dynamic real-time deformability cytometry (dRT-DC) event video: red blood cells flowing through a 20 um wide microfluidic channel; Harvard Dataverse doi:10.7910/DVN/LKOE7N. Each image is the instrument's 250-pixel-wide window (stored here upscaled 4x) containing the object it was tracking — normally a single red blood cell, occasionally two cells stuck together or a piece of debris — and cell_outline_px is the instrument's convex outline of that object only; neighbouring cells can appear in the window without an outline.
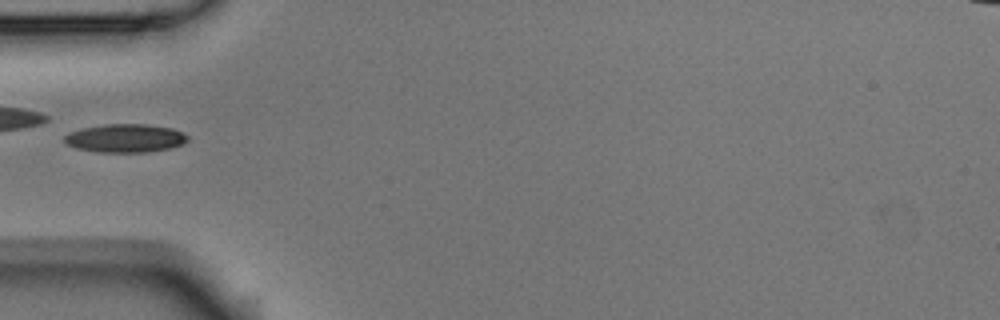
{"species": "Egyptian fruit bat (a non-hibernating species)", "species_latin": "Rousettus aegyptiacus", "temperature_condition": "room temperature", "stored_images_in_passage": 6, "camera_frame_rate_fps": 3000, "um_per_image_px": 0.085, "animal": {"sex": "male"}, "frame": {"image": 1, "passage_image": 5, "time_ms": 1.333, "image_size_px": [1000, 320], "cell_outline_px": [[188, 140], [184, 144], [172, 148], [148, 152], [96, 152], [76, 148], [68, 144], [64, 140], [64, 136], [80, 128], [108, 124], [144, 124], [172, 128], [188, 136]], "centroid_in_image_um": [10.67, 11.75], "position_along_channel_um": 74.3, "area_um2": 20.35}}
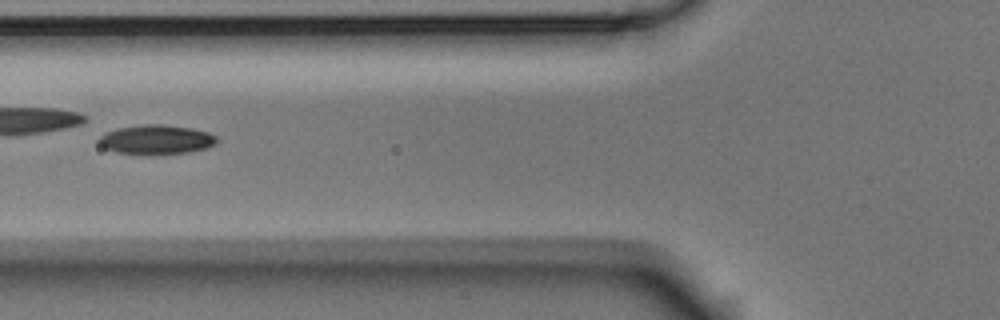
{"frame": {"image": 2, "passage_image": 6, "time_ms": 1.667, "image_size_px": [1000, 320], "cell_outline_px": [[220, 140], [216, 144], [204, 148], [188, 152], [116, 152], [104, 148], [100, 144], [100, 136], [104, 132], [116, 128], [144, 124], [164, 124], [192, 128], [208, 132], [216, 136]], "centroid_in_image_um": [13.31, 11.81], "position_along_channel_um": 112.5, "area_um2": 19.59}}